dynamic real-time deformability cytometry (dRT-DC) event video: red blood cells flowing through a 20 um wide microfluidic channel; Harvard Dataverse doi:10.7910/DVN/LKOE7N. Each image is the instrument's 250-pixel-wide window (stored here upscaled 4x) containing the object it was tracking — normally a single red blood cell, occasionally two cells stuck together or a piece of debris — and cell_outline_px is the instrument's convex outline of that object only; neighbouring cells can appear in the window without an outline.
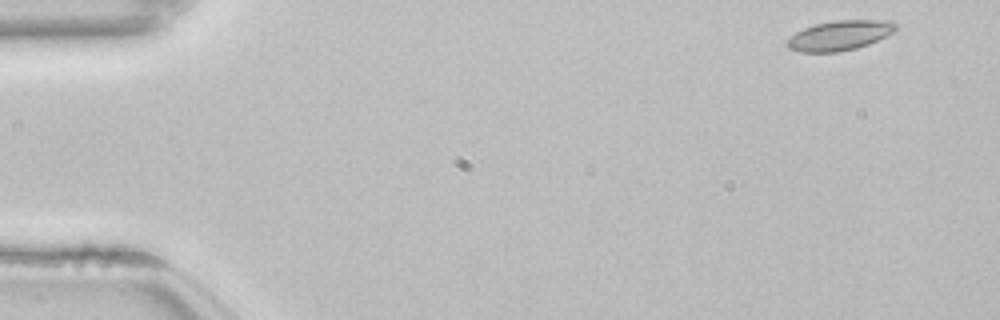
{"species": "common noctule bat (a hibernating species)", "species_latin": "Nyctalus noctula", "temperature_condition": "room temperature", "stored_images_in_passage": 51, "camera_frame_rate_fps": 3000, "um_per_image_px": 0.085, "animal": {"sex": "female", "body_mass_g": 22.7, "forearm_length_mm": 54.2}, "frame": {"image": 1, "passage_image": 1, "time_ms": 0.0, "image_size_px": [1000, 320], "cell_outline_px": [[896, 28], [892, 32], [868, 44], [856, 48], [836, 52], [800, 52], [788, 48], [784, 44], [796, 32], [804, 28], [816, 24], [836, 20], [892, 20], [896, 24]], "centroid_in_image_um": [71.34, 3.01], "position_along_channel_um": 13.7, "area_um2": 18.67}}
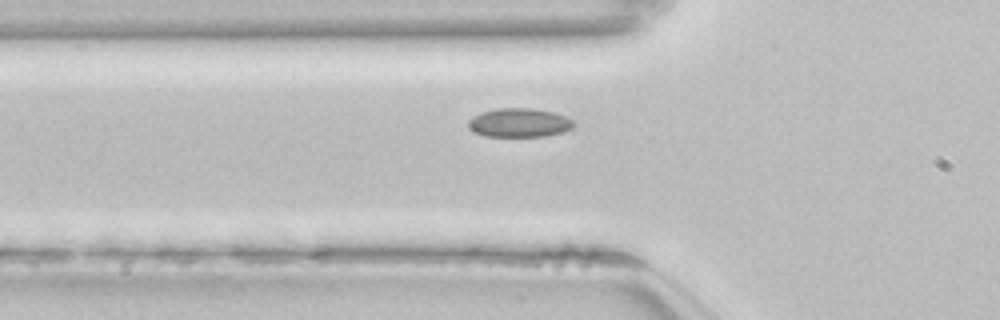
{"frame": {"image": 2, "passage_image": 16, "time_ms": 5.0, "image_size_px": [1000, 320], "cell_outline_px": [[576, 124], [572, 128], [564, 132], [544, 136], [484, 136], [468, 128], [468, 120], [480, 112], [496, 108], [532, 108], [552, 112], [564, 116], [572, 120]], "centroid_in_image_um": [44.13, 10.43], "position_along_channel_um": 81.7, "area_um2": 17.74}}
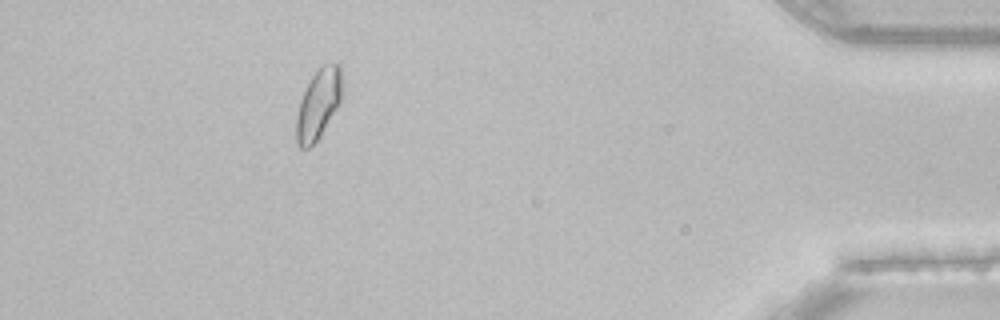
{"frame": {"image": 3, "passage_image": 46, "time_ms": 15.0, "image_size_px": [1000, 320], "cell_outline_px": [[344, 80], [340, 104], [320, 136], [308, 148], [300, 148], [296, 140], [296, 116], [300, 100], [304, 88], [312, 76], [324, 64], [340, 64]], "centroid_in_image_um": [27.08, 8.82], "position_along_channel_um": 408.1, "area_um2": 18.9}, "authors_computed_cell_mechanics": {"area_um2": 17.7446, "velocity_mm_per_s": 3.8196, "shape_relaxation_time_tau1_ms": null, "shape_relaxation_time_tau2_ms": 2.1693, "deformation_change_tau1": null, "deformation_change_tau2": 0.046}}